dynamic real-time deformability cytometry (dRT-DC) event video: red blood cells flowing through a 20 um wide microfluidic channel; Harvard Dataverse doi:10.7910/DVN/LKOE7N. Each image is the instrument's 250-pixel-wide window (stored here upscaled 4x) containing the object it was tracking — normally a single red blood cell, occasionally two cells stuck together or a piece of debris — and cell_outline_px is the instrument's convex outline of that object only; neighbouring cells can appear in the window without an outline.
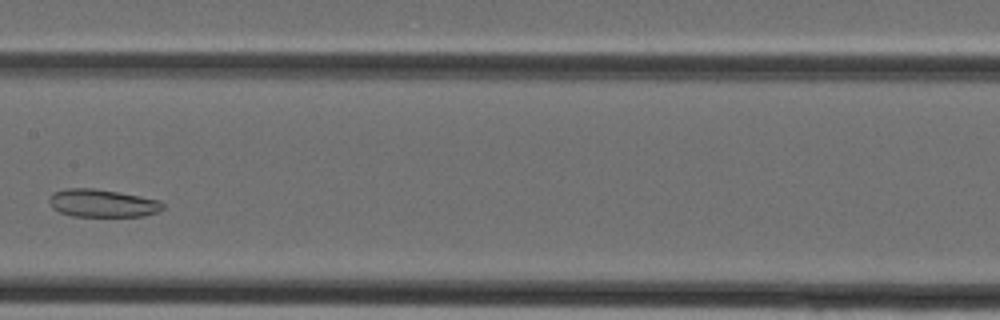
{"species": "Egyptian fruit bat (a non-hibernating species)", "species_latin": "Rousettus aegyptiacus", "temperature_condition": "cold", "stored_images_in_passage": 33, "segment_of_instrument_passage": [1, 2], "camera_frame_rate_fps": 3000, "um_per_image_px": 0.085, "animal": {"sex": "female"}, "frame": {"image": 1, "passage_image": 13, "time_ms": 4.0, "image_size_px": [1000, 320], "cell_outline_px": [[164, 208], [156, 212], [144, 216], [72, 216], [60, 212], [52, 208], [48, 200], [52, 192], [68, 188], [92, 188], [140, 196], [160, 200], [164, 204]], "centroid_in_image_um": [8.68, 17.27], "position_along_channel_um": 198.7, "area_um2": 18.38}}
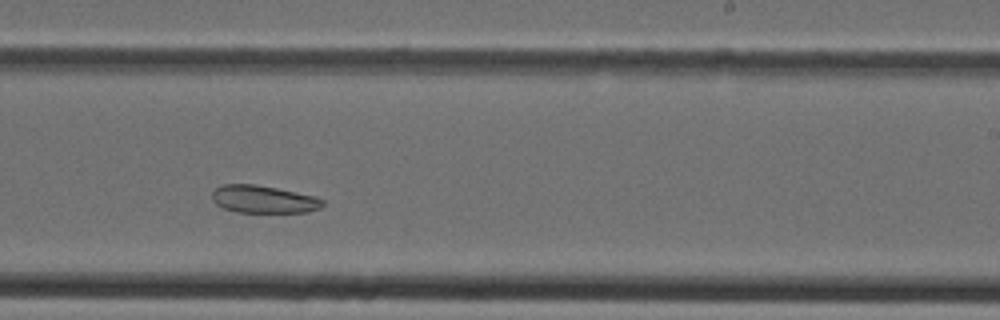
{"frame": {"image": 2, "passage_image": 17, "time_ms": 5.333, "image_size_px": [1000, 320], "cell_outline_px": [[324, 204], [320, 208], [308, 212], [236, 212], [224, 208], [216, 204], [212, 200], [212, 192], [220, 184], [256, 184], [276, 188], [312, 196], [324, 200]], "centroid_in_image_um": [22.36, 16.94], "position_along_channel_um": 266.6, "area_um2": 17.69}}
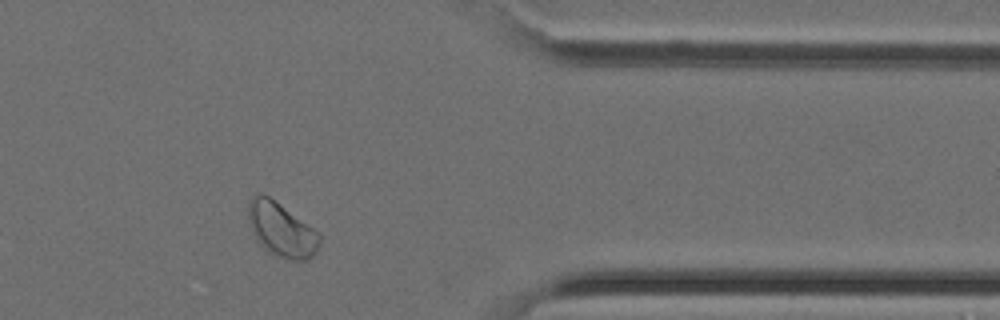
{"frame": {"image": 3, "passage_image": 25, "time_ms": 8.0, "image_size_px": [1000, 320], "cell_outline_px": [[320, 244], [316, 252], [308, 260], [288, 260], [276, 256], [268, 252], [256, 240], [248, 220], [248, 204], [252, 196], [256, 192], [264, 192], [320, 232]], "centroid_in_image_um": [23.92, 19.5], "position_along_channel_um": 387.5, "area_um2": 22.95}}